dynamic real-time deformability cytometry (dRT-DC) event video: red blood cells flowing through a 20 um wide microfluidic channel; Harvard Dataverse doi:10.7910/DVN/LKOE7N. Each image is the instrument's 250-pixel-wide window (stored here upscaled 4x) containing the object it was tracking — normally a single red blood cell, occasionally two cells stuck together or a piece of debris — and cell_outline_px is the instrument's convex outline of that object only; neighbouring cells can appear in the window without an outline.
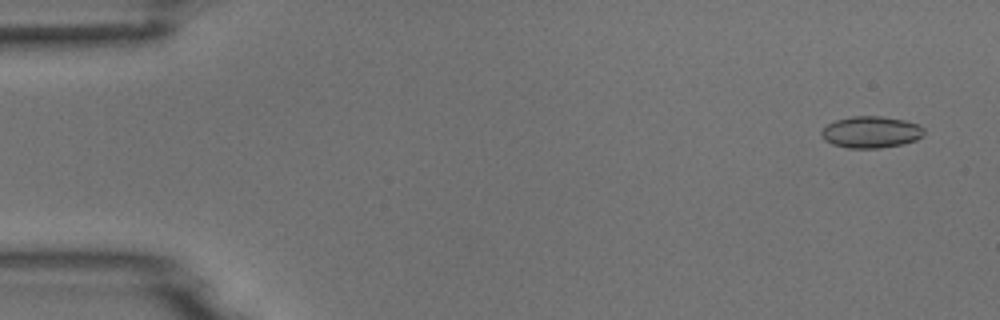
{"species": "common noctule bat (a hibernating species)", "species_latin": "Nyctalus noctula", "temperature_condition": "room temperature", "stored_images_in_passage": 5, "camera_frame_rate_fps": 3000, "um_per_image_px": 0.085, "animal": {"sex": "male", "body_mass_g": 18.8}, "frame": {"image": 1, "passage_image": 1, "time_ms": 0.0, "image_size_px": [1000, 320], "cell_outline_px": [[924, 136], [916, 140], [900, 144], [880, 148], [848, 148], [832, 144], [824, 140], [820, 132], [828, 124], [836, 120], [852, 116], [880, 116], [904, 120], [920, 124], [924, 128]], "centroid_in_image_um": [74.05, 11.22], "position_along_channel_um": 10.9, "area_um2": 18.96}}
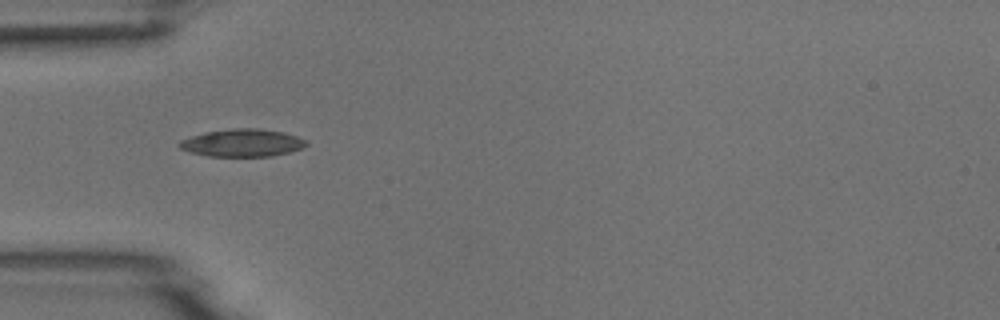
{"frame": {"image": 2, "passage_image": 5, "time_ms": 4.667, "image_size_px": [1000, 320], "cell_outline_px": [[308, 144], [304, 148], [272, 156], [208, 156], [188, 152], [180, 148], [176, 144], [180, 140], [204, 132], [232, 128], [256, 128], [284, 132], [308, 140]], "centroid_in_image_um": [20.59, 12.14], "position_along_channel_um": 64.4, "area_um2": 20.58}}